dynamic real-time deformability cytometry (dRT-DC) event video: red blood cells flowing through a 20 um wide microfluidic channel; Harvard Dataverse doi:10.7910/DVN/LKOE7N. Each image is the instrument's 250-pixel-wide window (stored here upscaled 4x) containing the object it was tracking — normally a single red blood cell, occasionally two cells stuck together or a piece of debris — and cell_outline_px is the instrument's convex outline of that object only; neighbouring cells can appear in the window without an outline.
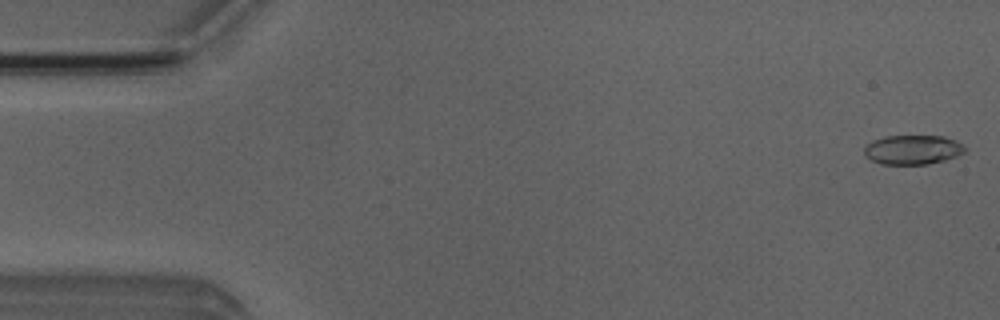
{"species": "Egyptian fruit bat (a non-hibernating species)", "species_latin": "Rousettus aegyptiacus", "temperature_condition": "room temperature", "stored_images_in_passage": 4, "camera_frame_rate_fps": 3000, "um_per_image_px": 0.085, "animal": {"sex": "male"}, "frame": {"image": 1, "passage_image": 1, "time_ms": 0.0, "image_size_px": [1000, 320], "cell_outline_px": [[964, 152], [956, 156], [944, 160], [928, 164], [880, 164], [864, 156], [864, 144], [872, 140], [884, 136], [944, 136], [956, 140], [964, 144]], "centroid_in_image_um": [77.54, 12.72], "position_along_channel_um": 7.5, "area_um2": 17.4}}